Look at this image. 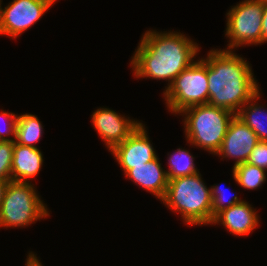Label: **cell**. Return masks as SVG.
I'll return each instance as SVG.
<instances>
[{
  "mask_svg": "<svg viewBox=\"0 0 267 266\" xmlns=\"http://www.w3.org/2000/svg\"><path fill=\"white\" fill-rule=\"evenodd\" d=\"M198 44L184 33L173 31L147 30L131 57L134 78H150L168 82L188 68L199 55Z\"/></svg>",
  "mask_w": 267,
  "mask_h": 266,
  "instance_id": "cell-1",
  "label": "cell"
},
{
  "mask_svg": "<svg viewBox=\"0 0 267 266\" xmlns=\"http://www.w3.org/2000/svg\"><path fill=\"white\" fill-rule=\"evenodd\" d=\"M235 51L211 49L207 57L208 104L235 115L257 92L259 84L251 64Z\"/></svg>",
  "mask_w": 267,
  "mask_h": 266,
  "instance_id": "cell-2",
  "label": "cell"
},
{
  "mask_svg": "<svg viewBox=\"0 0 267 266\" xmlns=\"http://www.w3.org/2000/svg\"><path fill=\"white\" fill-rule=\"evenodd\" d=\"M201 173L168 179L161 202L174 213L178 212L187 225L202 226L212 223L211 188L201 178Z\"/></svg>",
  "mask_w": 267,
  "mask_h": 266,
  "instance_id": "cell-3",
  "label": "cell"
},
{
  "mask_svg": "<svg viewBox=\"0 0 267 266\" xmlns=\"http://www.w3.org/2000/svg\"><path fill=\"white\" fill-rule=\"evenodd\" d=\"M180 115L184 116L182 121L187 143L213 155L220 149L228 126L235 116L229 110L210 104L188 107Z\"/></svg>",
  "mask_w": 267,
  "mask_h": 266,
  "instance_id": "cell-4",
  "label": "cell"
},
{
  "mask_svg": "<svg viewBox=\"0 0 267 266\" xmlns=\"http://www.w3.org/2000/svg\"><path fill=\"white\" fill-rule=\"evenodd\" d=\"M49 216L48 207L34 184L9 182L0 207V227L24 228Z\"/></svg>",
  "mask_w": 267,
  "mask_h": 266,
  "instance_id": "cell-5",
  "label": "cell"
},
{
  "mask_svg": "<svg viewBox=\"0 0 267 266\" xmlns=\"http://www.w3.org/2000/svg\"><path fill=\"white\" fill-rule=\"evenodd\" d=\"M208 87L207 62L199 57L163 92L166 107L176 115L188 107L208 104Z\"/></svg>",
  "mask_w": 267,
  "mask_h": 266,
  "instance_id": "cell-6",
  "label": "cell"
},
{
  "mask_svg": "<svg viewBox=\"0 0 267 266\" xmlns=\"http://www.w3.org/2000/svg\"><path fill=\"white\" fill-rule=\"evenodd\" d=\"M226 12V32L228 46L231 50L240 46L262 45V14L264 0H243Z\"/></svg>",
  "mask_w": 267,
  "mask_h": 266,
  "instance_id": "cell-7",
  "label": "cell"
},
{
  "mask_svg": "<svg viewBox=\"0 0 267 266\" xmlns=\"http://www.w3.org/2000/svg\"><path fill=\"white\" fill-rule=\"evenodd\" d=\"M57 0H12L0 11V35L19 37L36 24Z\"/></svg>",
  "mask_w": 267,
  "mask_h": 266,
  "instance_id": "cell-8",
  "label": "cell"
},
{
  "mask_svg": "<svg viewBox=\"0 0 267 266\" xmlns=\"http://www.w3.org/2000/svg\"><path fill=\"white\" fill-rule=\"evenodd\" d=\"M146 129L142 122L122 143L110 151L124 174L135 166L145 165L157 157Z\"/></svg>",
  "mask_w": 267,
  "mask_h": 266,
  "instance_id": "cell-9",
  "label": "cell"
},
{
  "mask_svg": "<svg viewBox=\"0 0 267 266\" xmlns=\"http://www.w3.org/2000/svg\"><path fill=\"white\" fill-rule=\"evenodd\" d=\"M91 116V125L105 142L109 152L116 145L122 143L141 124L138 120L130 119V117L105 107L98 108Z\"/></svg>",
  "mask_w": 267,
  "mask_h": 266,
  "instance_id": "cell-10",
  "label": "cell"
},
{
  "mask_svg": "<svg viewBox=\"0 0 267 266\" xmlns=\"http://www.w3.org/2000/svg\"><path fill=\"white\" fill-rule=\"evenodd\" d=\"M259 142L258 136L236 115L231 120L220 149L215 155L221 159H233V167L247 162L250 153Z\"/></svg>",
  "mask_w": 267,
  "mask_h": 266,
  "instance_id": "cell-11",
  "label": "cell"
},
{
  "mask_svg": "<svg viewBox=\"0 0 267 266\" xmlns=\"http://www.w3.org/2000/svg\"><path fill=\"white\" fill-rule=\"evenodd\" d=\"M259 218L257 210L243 200L218 212L210 225H223L232 235L246 236L258 227Z\"/></svg>",
  "mask_w": 267,
  "mask_h": 266,
  "instance_id": "cell-12",
  "label": "cell"
},
{
  "mask_svg": "<svg viewBox=\"0 0 267 266\" xmlns=\"http://www.w3.org/2000/svg\"><path fill=\"white\" fill-rule=\"evenodd\" d=\"M159 159L157 156L145 165L135 166L125 174V177L161 201L165 196L169 180Z\"/></svg>",
  "mask_w": 267,
  "mask_h": 266,
  "instance_id": "cell-13",
  "label": "cell"
},
{
  "mask_svg": "<svg viewBox=\"0 0 267 266\" xmlns=\"http://www.w3.org/2000/svg\"><path fill=\"white\" fill-rule=\"evenodd\" d=\"M43 162V153L39 148L14 143L11 181L32 182L30 180L39 174Z\"/></svg>",
  "mask_w": 267,
  "mask_h": 266,
  "instance_id": "cell-14",
  "label": "cell"
},
{
  "mask_svg": "<svg viewBox=\"0 0 267 266\" xmlns=\"http://www.w3.org/2000/svg\"><path fill=\"white\" fill-rule=\"evenodd\" d=\"M260 92L244 104L236 116L258 136L259 141H267V109L258 103Z\"/></svg>",
  "mask_w": 267,
  "mask_h": 266,
  "instance_id": "cell-15",
  "label": "cell"
},
{
  "mask_svg": "<svg viewBox=\"0 0 267 266\" xmlns=\"http://www.w3.org/2000/svg\"><path fill=\"white\" fill-rule=\"evenodd\" d=\"M43 127L37 115L29 113L18 115L15 143L38 148L35 144L42 139Z\"/></svg>",
  "mask_w": 267,
  "mask_h": 266,
  "instance_id": "cell-16",
  "label": "cell"
},
{
  "mask_svg": "<svg viewBox=\"0 0 267 266\" xmlns=\"http://www.w3.org/2000/svg\"><path fill=\"white\" fill-rule=\"evenodd\" d=\"M233 179L243 189L256 190L267 180L265 169L259 168L248 162L232 167Z\"/></svg>",
  "mask_w": 267,
  "mask_h": 266,
  "instance_id": "cell-17",
  "label": "cell"
},
{
  "mask_svg": "<svg viewBox=\"0 0 267 266\" xmlns=\"http://www.w3.org/2000/svg\"><path fill=\"white\" fill-rule=\"evenodd\" d=\"M169 169L166 170L168 179L184 177L198 173L199 170L194 164V156L189 150L178 148L172 154H168Z\"/></svg>",
  "mask_w": 267,
  "mask_h": 266,
  "instance_id": "cell-18",
  "label": "cell"
},
{
  "mask_svg": "<svg viewBox=\"0 0 267 266\" xmlns=\"http://www.w3.org/2000/svg\"><path fill=\"white\" fill-rule=\"evenodd\" d=\"M211 188V199H212V221L214 216L225 208H229L232 205L241 203L243 200L232 193L230 197L227 195V188H223L220 185L214 184ZM226 193V194H225Z\"/></svg>",
  "mask_w": 267,
  "mask_h": 266,
  "instance_id": "cell-19",
  "label": "cell"
},
{
  "mask_svg": "<svg viewBox=\"0 0 267 266\" xmlns=\"http://www.w3.org/2000/svg\"><path fill=\"white\" fill-rule=\"evenodd\" d=\"M15 141H0V179L11 181V166Z\"/></svg>",
  "mask_w": 267,
  "mask_h": 266,
  "instance_id": "cell-20",
  "label": "cell"
},
{
  "mask_svg": "<svg viewBox=\"0 0 267 266\" xmlns=\"http://www.w3.org/2000/svg\"><path fill=\"white\" fill-rule=\"evenodd\" d=\"M17 120V114L0 110V141H15Z\"/></svg>",
  "mask_w": 267,
  "mask_h": 266,
  "instance_id": "cell-21",
  "label": "cell"
},
{
  "mask_svg": "<svg viewBox=\"0 0 267 266\" xmlns=\"http://www.w3.org/2000/svg\"><path fill=\"white\" fill-rule=\"evenodd\" d=\"M247 162L267 171V141L257 143Z\"/></svg>",
  "mask_w": 267,
  "mask_h": 266,
  "instance_id": "cell-22",
  "label": "cell"
},
{
  "mask_svg": "<svg viewBox=\"0 0 267 266\" xmlns=\"http://www.w3.org/2000/svg\"><path fill=\"white\" fill-rule=\"evenodd\" d=\"M267 43V1L264 0V9L262 14V44Z\"/></svg>",
  "mask_w": 267,
  "mask_h": 266,
  "instance_id": "cell-23",
  "label": "cell"
},
{
  "mask_svg": "<svg viewBox=\"0 0 267 266\" xmlns=\"http://www.w3.org/2000/svg\"><path fill=\"white\" fill-rule=\"evenodd\" d=\"M26 263L25 266H43L42 262H40L39 258L34 252L28 253V256H26Z\"/></svg>",
  "mask_w": 267,
  "mask_h": 266,
  "instance_id": "cell-24",
  "label": "cell"
},
{
  "mask_svg": "<svg viewBox=\"0 0 267 266\" xmlns=\"http://www.w3.org/2000/svg\"><path fill=\"white\" fill-rule=\"evenodd\" d=\"M9 182L10 181L0 179V207H1L2 201L4 199V195H5V192H6V189L8 187Z\"/></svg>",
  "mask_w": 267,
  "mask_h": 266,
  "instance_id": "cell-25",
  "label": "cell"
},
{
  "mask_svg": "<svg viewBox=\"0 0 267 266\" xmlns=\"http://www.w3.org/2000/svg\"><path fill=\"white\" fill-rule=\"evenodd\" d=\"M1 5H2V0H0V11H1V7H2Z\"/></svg>",
  "mask_w": 267,
  "mask_h": 266,
  "instance_id": "cell-26",
  "label": "cell"
}]
</instances>
